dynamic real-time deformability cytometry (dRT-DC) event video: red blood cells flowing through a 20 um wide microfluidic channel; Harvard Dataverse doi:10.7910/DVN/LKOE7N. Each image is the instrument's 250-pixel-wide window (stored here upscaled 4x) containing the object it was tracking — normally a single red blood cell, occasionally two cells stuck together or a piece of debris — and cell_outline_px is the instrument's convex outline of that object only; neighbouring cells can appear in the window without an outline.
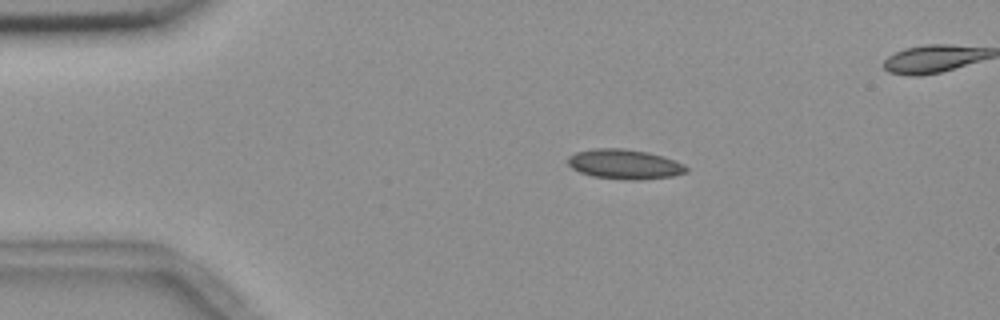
{"species": "common noctule bat (a hibernating species)", "species_latin": "Nyctalus noctula", "temperature_condition": "room temperature", "stored_images_in_passage": 6, "segment_of_instrument_passage": [1, 2], "camera_frame_rate_fps": 3000, "um_per_image_px": 0.085, "animal": {"sex": "female", "body_mass_g": 18.4}, "frame": {"image": 1, "passage_image": 4, "time_ms": 3.333, "image_size_px": [1000, 320], "cell_outline_px": [[688, 172], [672, 176], [640, 180], [624, 180], [592, 176], [580, 172], [572, 168], [568, 164], [568, 156], [576, 152], [592, 148], [620, 148], [648, 152], [684, 164], [688, 168]], "centroid_in_image_um": [53.06, 13.96], "position_along_channel_um": 31.9, "area_um2": 20.52}}